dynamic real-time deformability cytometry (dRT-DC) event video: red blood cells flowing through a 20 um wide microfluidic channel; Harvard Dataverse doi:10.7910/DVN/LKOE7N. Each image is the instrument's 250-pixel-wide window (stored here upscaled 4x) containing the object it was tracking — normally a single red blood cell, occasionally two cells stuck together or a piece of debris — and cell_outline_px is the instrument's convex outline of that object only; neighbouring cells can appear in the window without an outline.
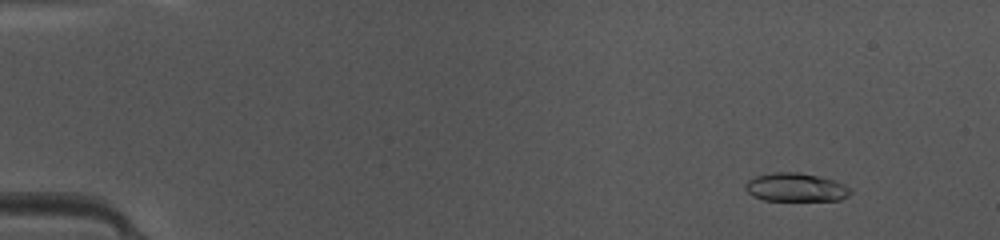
{"species": "common noctule bat (a hibernating species)", "species_latin": "Nyctalus noctula", "temperature_condition": "warm", "stored_images_in_passage": 47, "camera_frame_rate_fps": 3000, "um_per_image_px": 0.085, "animal": {"sex": "female", "body_mass_g": 10.0, "forearm_length_mm": 53.1}, "frame": {"image": 1, "passage_image": 4, "time_ms": 1.0, "image_size_px": [1000, 240], "cell_outline_px": [[852, 192], [848, 196], [840, 200], [764, 200], [752, 196], [744, 188], [744, 184], [748, 180], [756, 176], [772, 172], [800, 172], [820, 176], [844, 184]], "centroid_in_image_um": [67.61, 15.92], "position_along_channel_um": 17.4, "area_um2": 17.46}}
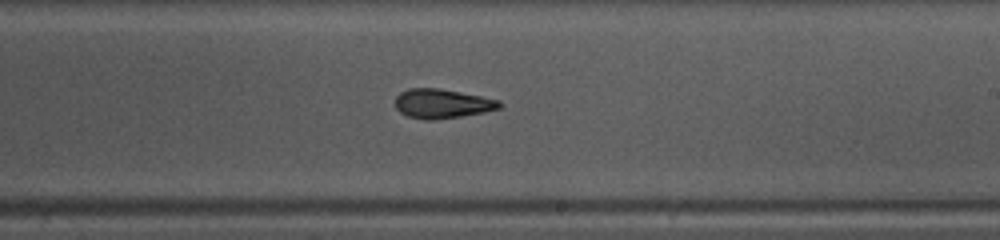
{"frame": {"image": 2, "passage_image": 28, "time_ms": 9.0, "image_size_px": [1000, 240], "cell_outline_px": [[500, 108], [484, 112], [460, 116], [432, 120], [424, 120], [408, 116], [400, 112], [396, 108], [396, 96], [400, 92], [408, 88], [440, 88], [500, 100]], "centroid_in_image_um": [37.55, 8.8], "position_along_channel_um": 251.4, "area_um2": 17.69}}
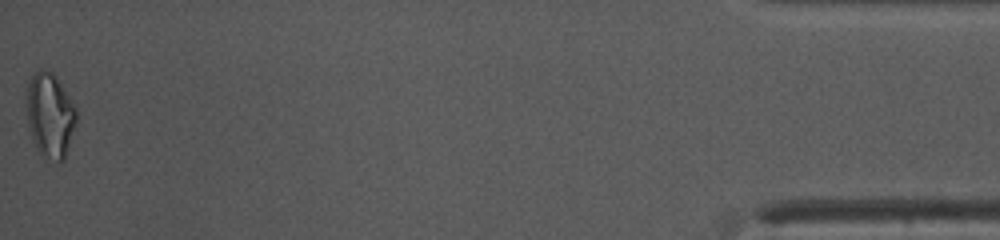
{"frame": {"image": 3, "passage_image": 47, "time_ms": 15.333, "image_size_px": [1000, 240], "cell_outline_px": [[76, 124], [64, 160], [60, 164], [40, 152], [36, 148], [32, 140], [28, 128], [24, 96], [24, 88], [28, 80], [40, 68], [52, 72], [56, 76], [76, 108]], "centroid_in_image_um": [4.2, 9.76], "position_along_channel_um": 431.0, "area_um2": 25.09}, "authors_computed_cell_mechanics": {"area_um2": 17.7446, "velocity_mm_per_s": 4.2015, "shape_relaxation_time_tau1_ms": 2.8703, "shape_relaxation_time_tau2_ms": 2.4639, "deformation_change_tau1": 0.1427, "deformation_change_tau2": 0.1115}}